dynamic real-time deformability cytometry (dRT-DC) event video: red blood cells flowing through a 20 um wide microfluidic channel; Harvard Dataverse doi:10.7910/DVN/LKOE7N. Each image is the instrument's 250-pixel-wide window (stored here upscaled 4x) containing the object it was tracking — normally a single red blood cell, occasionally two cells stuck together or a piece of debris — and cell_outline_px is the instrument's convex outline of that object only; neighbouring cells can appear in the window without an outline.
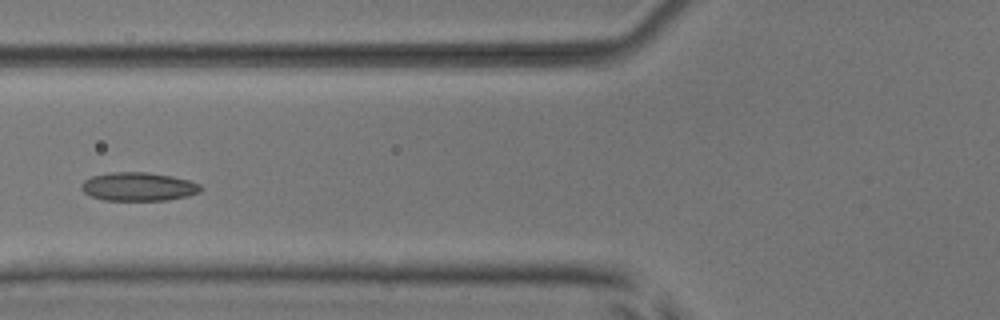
{"species": "common noctule bat (a hibernating species)", "species_latin": "Nyctalus noctula", "temperature_condition": "room temperature", "stored_images_in_passage": 4, "camera_frame_rate_fps": 3000, "um_per_image_px": 0.085, "animal": {"sex": "male", "body_mass_g": 17.9, "forearm_length_mm": 54.2}, "frame": {"image": 1, "passage_image": 3, "time_ms": 0.667, "image_size_px": [1000, 320], "cell_outline_px": [[200, 192], [188, 196], [168, 200], [104, 200], [92, 196], [84, 192], [80, 188], [80, 184], [84, 180], [92, 176], [112, 172], [148, 172], [172, 176], [188, 180], [200, 184]], "centroid_in_image_um": [11.75, 15.86], "position_along_channel_um": 114.0, "area_um2": 19.83}}
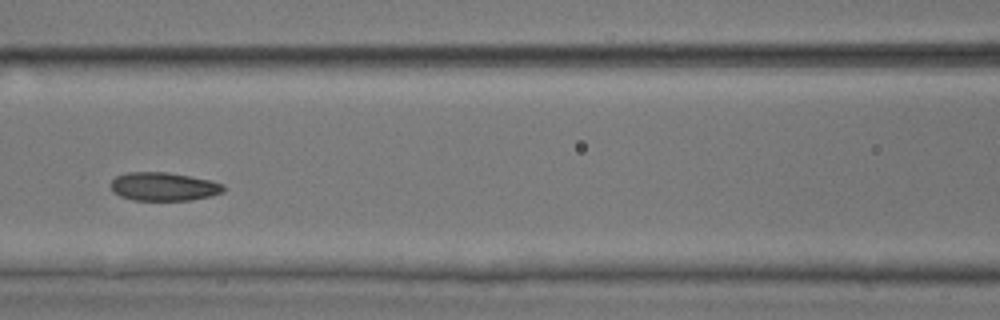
{"frame": {"image": 2, "passage_image": 4, "time_ms": 1.0, "image_size_px": [1000, 320], "cell_outline_px": [[224, 192], [212, 196], [192, 200], [132, 200], [120, 196], [112, 192], [112, 180], [116, 176], [128, 172], [168, 172], [212, 180], [224, 184]], "centroid_in_image_um": [13.94, 15.86], "position_along_channel_um": 152.7, "area_um2": 18.84}}